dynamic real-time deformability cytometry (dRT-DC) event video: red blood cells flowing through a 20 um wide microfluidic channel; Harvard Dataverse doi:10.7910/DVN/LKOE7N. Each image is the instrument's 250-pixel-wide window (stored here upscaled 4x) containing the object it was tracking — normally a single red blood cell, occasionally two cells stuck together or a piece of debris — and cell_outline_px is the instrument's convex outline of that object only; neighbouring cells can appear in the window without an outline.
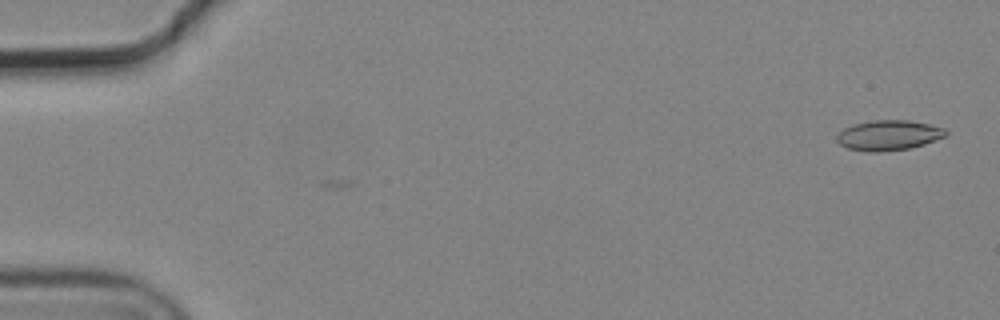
{"species": "common noctule bat (a hibernating species)", "species_latin": "Nyctalus noctula", "temperature_condition": "cold", "stored_images_in_passage": 10, "camera_frame_rate_fps": 3000, "um_per_image_px": 0.085, "animal": {"sex": "male", "body_mass_g": 19.2, "forearm_length_mm": 51.8}, "frame": {"image": 1, "passage_image": 1, "time_ms": 0.0, "image_size_px": [1000, 320], "cell_outline_px": [[948, 136], [924, 144], [908, 148], [880, 152], [868, 152], [848, 148], [840, 144], [836, 140], [836, 136], [844, 128], [852, 124], [872, 120], [908, 120], [928, 124], [944, 128], [948, 132]], "centroid_in_image_um": [75.53, 11.49], "position_along_channel_um": 9.5, "area_um2": 19.19}}
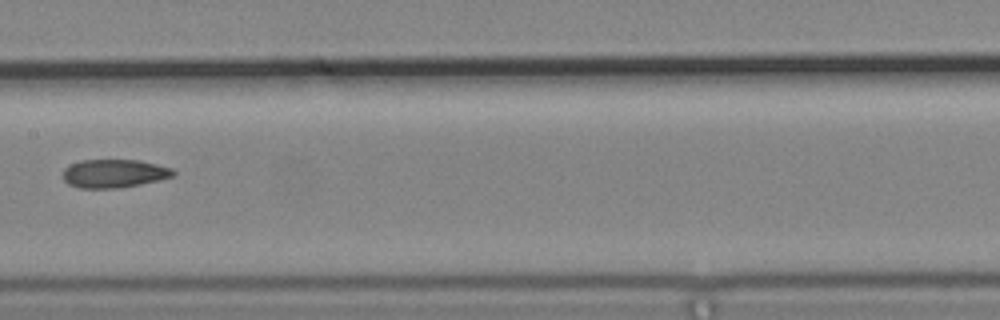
{"frame": {"image": 2, "passage_image": 7, "time_ms": 2.0, "image_size_px": [1000, 320], "cell_outline_px": [[176, 172], [172, 176], [160, 180], [140, 184], [116, 188], [80, 188], [68, 184], [64, 180], [64, 168], [80, 160], [140, 160], [172, 168]], "centroid_in_image_um": [9.7, 14.74], "position_along_channel_um": 197.7, "area_um2": 18.15}}
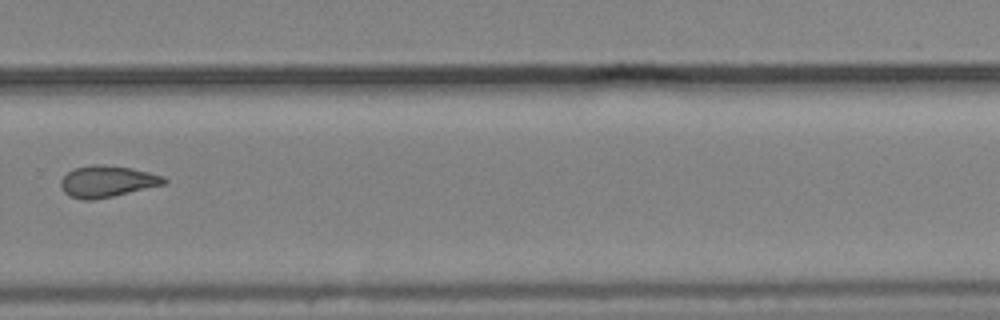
{"frame": {"image": 3, "passage_image": 10, "time_ms": 3.0, "image_size_px": [1000, 320], "cell_outline_px": [[168, 180], [164, 184], [112, 196], [92, 200], [80, 200], [68, 196], [64, 192], [60, 184], [60, 180], [72, 168], [92, 164], [104, 164], [132, 168], [164, 176]], "centroid_in_image_um": [9.06, 15.41], "position_along_channel_um": 320.7, "area_um2": 19.02}}